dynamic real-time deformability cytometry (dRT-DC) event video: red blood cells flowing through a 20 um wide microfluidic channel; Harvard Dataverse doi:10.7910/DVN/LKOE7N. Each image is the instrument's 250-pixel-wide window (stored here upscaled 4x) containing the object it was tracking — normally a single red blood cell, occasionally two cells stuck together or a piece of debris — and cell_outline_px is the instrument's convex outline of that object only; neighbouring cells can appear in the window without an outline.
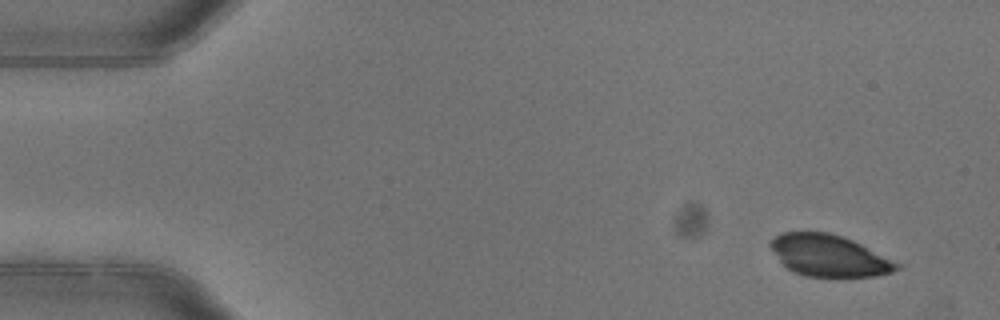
{"species": "common noctule bat (a hibernating species)", "species_latin": "Nyctalus noctula", "temperature_condition": "warm", "stored_images_in_passage": 4, "camera_frame_rate_fps": 3000, "um_per_image_px": 0.085, "animal": {"sex": "female"}, "frame": {"image": 1, "passage_image": 1, "time_ms": 0.0, "image_size_px": [1000, 320], "cell_outline_px": [[904, 268], [892, 272], [872, 276], [804, 276], [792, 272], [780, 260], [772, 248], [772, 240], [776, 236], [784, 232], [828, 232], [852, 240], [900, 264]], "centroid_in_image_um": [70.5, 21.74], "position_along_channel_um": 14.5, "area_um2": 29.94}}
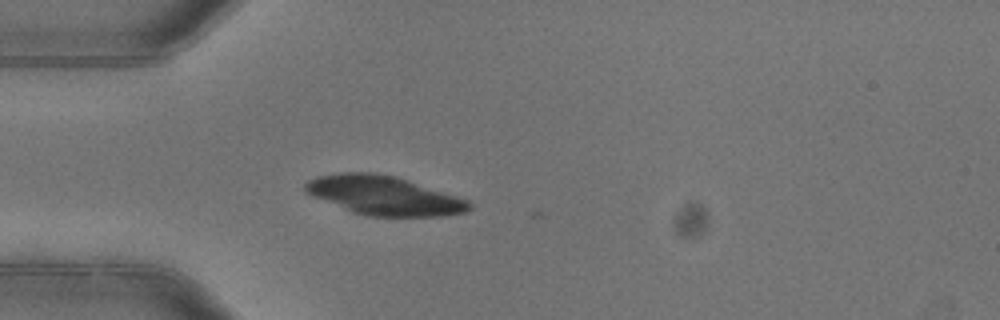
{"frame": {"image": 2, "passage_image": 4, "time_ms": 1.0, "image_size_px": [1000, 320], "cell_outline_px": [[472, 208], [464, 212], [440, 216], [364, 216], [352, 212], [312, 196], [304, 192], [304, 184], [308, 180], [320, 176], [340, 172], [372, 172], [396, 176], [468, 200], [472, 204]], "centroid_in_image_um": [32.6, 16.61], "position_along_channel_um": 52.4, "area_um2": 37.17}}